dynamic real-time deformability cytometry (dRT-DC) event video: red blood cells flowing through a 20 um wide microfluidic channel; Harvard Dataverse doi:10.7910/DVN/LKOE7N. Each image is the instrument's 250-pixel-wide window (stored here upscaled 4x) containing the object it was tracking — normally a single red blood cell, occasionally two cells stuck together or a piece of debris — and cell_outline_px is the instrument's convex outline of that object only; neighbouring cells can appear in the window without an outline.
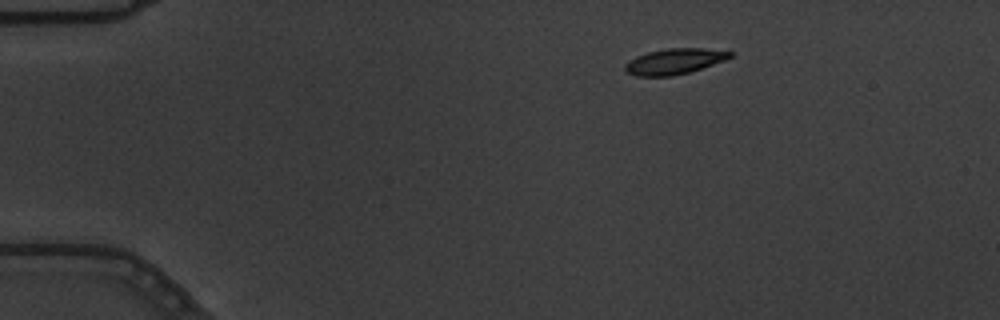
{"species": "common noctule bat (a hibernating species)", "species_latin": "Nyctalus noctula", "temperature_condition": "warm", "stored_images_in_passage": 4, "camera_frame_rate_fps": 3000, "um_per_image_px": 0.085, "animal": {"sex": "male", "body_mass_g": 19.5, "forearm_length_mm": 54.6}, "frame": {"image": 1, "passage_image": 2, "time_ms": 0.333, "image_size_px": [1000, 320], "cell_outline_px": [[732, 56], [724, 60], [688, 72], [672, 76], [636, 76], [628, 72], [624, 68], [624, 64], [628, 60], [636, 56], [648, 52], [668, 48], [704, 48], [732, 52]], "centroid_in_image_um": [57.27, 5.21], "position_along_channel_um": 27.7, "area_um2": 15.49}}